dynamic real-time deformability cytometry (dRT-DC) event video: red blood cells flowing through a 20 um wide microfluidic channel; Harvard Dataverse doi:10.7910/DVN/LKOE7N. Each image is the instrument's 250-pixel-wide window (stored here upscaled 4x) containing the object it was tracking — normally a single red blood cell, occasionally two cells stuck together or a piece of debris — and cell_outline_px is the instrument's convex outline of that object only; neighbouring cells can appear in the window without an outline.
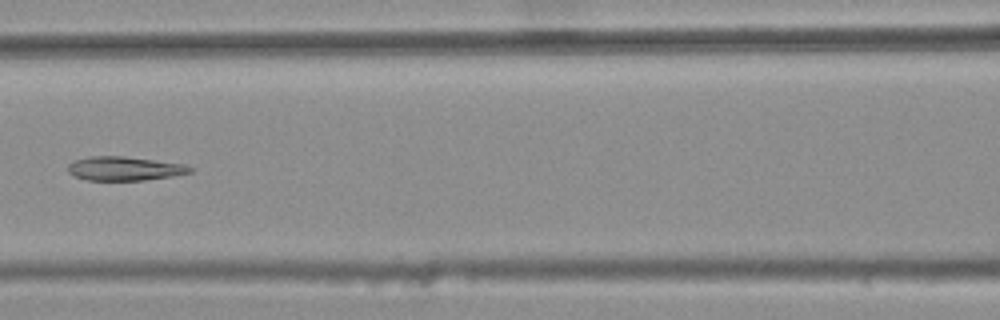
{"species": "common noctule bat (a hibernating species)", "species_latin": "Nyctalus noctula", "temperature_condition": "warm", "stored_images_in_passage": 8, "camera_frame_rate_fps": 3000, "um_per_image_px": 0.085, "animal": {"sex": "female", "body_mass_g": 25.1}, "frame": {"image": 1, "passage_image": 5, "time_ms": 1.333, "image_size_px": [1000, 320], "cell_outline_px": [[192, 172], [172, 176], [144, 180], [88, 180], [72, 176], [68, 172], [68, 164], [76, 160], [88, 156], [124, 156], [184, 164], [192, 168]], "centroid_in_image_um": [10.55, 14.33], "position_along_channel_um": 156.1, "area_um2": 16.99}}
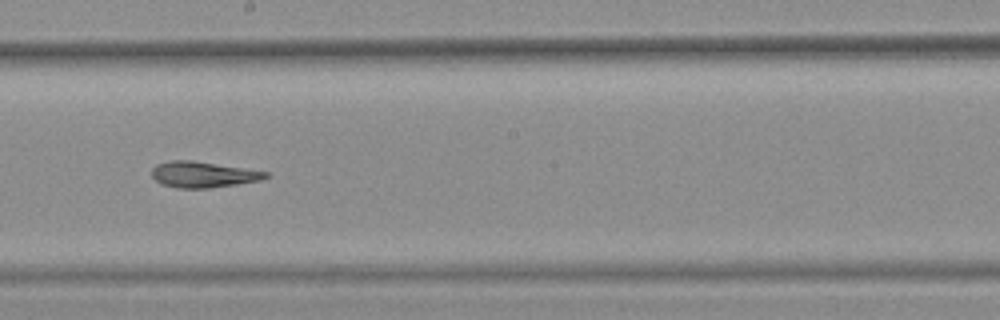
{"frame": {"image": 2, "passage_image": 7, "time_ms": 2.0, "image_size_px": [1000, 320], "cell_outline_px": [[268, 176], [260, 180], [236, 184], [208, 188], [176, 188], [160, 184], [152, 176], [152, 168], [156, 164], [168, 160], [192, 160], [268, 172]], "centroid_in_image_um": [17.19, 14.83], "position_along_channel_um": 231.0, "area_um2": 17.11}}
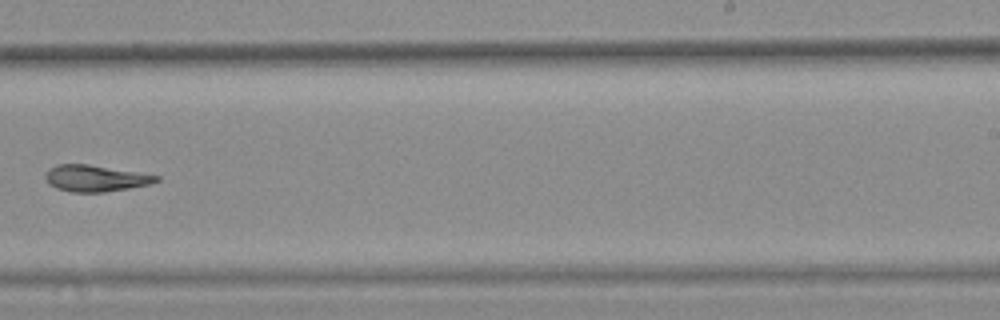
{"frame": {"image": 3, "passage_image": 8, "time_ms": 2.333, "image_size_px": [1000, 320], "cell_outline_px": [[160, 180], [152, 184], [104, 192], [72, 192], [56, 188], [48, 184], [44, 176], [48, 168], [56, 164], [88, 164], [160, 176]], "centroid_in_image_um": [8.08, 15.15], "position_along_channel_um": 280.9, "area_um2": 17.11}}